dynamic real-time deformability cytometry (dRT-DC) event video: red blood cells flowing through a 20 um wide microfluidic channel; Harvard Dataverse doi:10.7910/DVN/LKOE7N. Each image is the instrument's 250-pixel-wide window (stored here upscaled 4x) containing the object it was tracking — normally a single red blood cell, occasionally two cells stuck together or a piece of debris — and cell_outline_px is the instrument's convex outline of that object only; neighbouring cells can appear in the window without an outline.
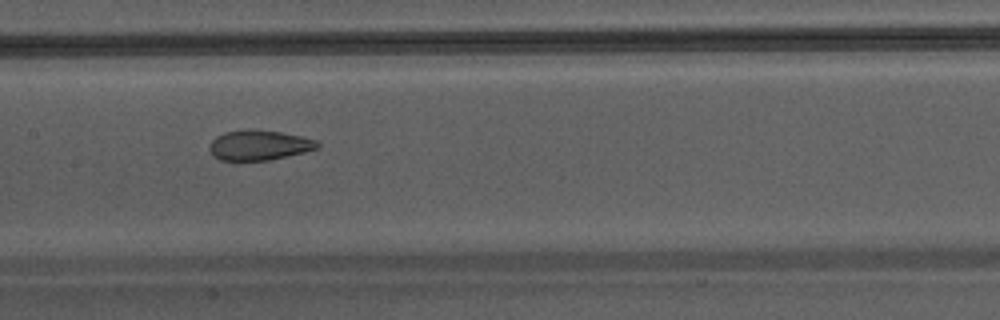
{"species": "Egyptian fruit bat (a non-hibernating species)", "species_latin": "Rousettus aegyptiacus", "temperature_condition": "warm", "stored_images_in_passage": 32, "camera_frame_rate_fps": 3000, "um_per_image_px": 0.085, "animal": {"sex": "male"}, "frame": {"image": 1, "passage_image": 10, "time_ms": 3.0, "image_size_px": [1000, 320], "cell_outline_px": [[320, 144], [316, 148], [304, 152], [268, 160], [220, 160], [208, 148], [212, 140], [216, 136], [224, 132], [248, 128], [252, 128], [280, 132], [300, 136], [316, 140]], "centroid_in_image_um": [22.0, 12.31], "position_along_channel_um": 185.4, "area_um2": 18.79}}